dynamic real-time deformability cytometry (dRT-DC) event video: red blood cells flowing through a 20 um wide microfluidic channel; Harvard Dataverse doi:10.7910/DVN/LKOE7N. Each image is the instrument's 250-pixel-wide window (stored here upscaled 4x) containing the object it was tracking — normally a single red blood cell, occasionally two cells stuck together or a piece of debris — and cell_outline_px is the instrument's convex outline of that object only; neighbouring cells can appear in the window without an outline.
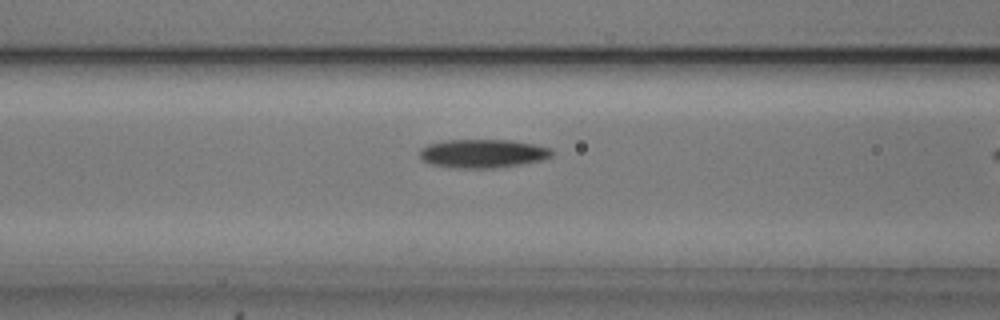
{"species": "common noctule bat (a hibernating species)", "species_latin": "Nyctalus noctula", "temperature_condition": "cold", "stored_images_in_passage": 9, "camera_frame_rate_fps": 3000, "um_per_image_px": 0.085, "animal": {"sex": "male", "body_mass_g": 20.5, "forearm_length_mm": 52.5}, "frame": {"image": 1, "passage_image": 7, "time_ms": 2.0, "image_size_px": [1000, 320], "cell_outline_px": [[556, 152], [552, 156], [544, 160], [524, 164], [496, 168], [452, 168], [432, 164], [420, 160], [420, 148], [428, 144], [448, 140], [512, 140], [552, 148]], "centroid_in_image_um": [41.08, 13.06], "position_along_channel_um": 125.5, "area_um2": 22.37}}